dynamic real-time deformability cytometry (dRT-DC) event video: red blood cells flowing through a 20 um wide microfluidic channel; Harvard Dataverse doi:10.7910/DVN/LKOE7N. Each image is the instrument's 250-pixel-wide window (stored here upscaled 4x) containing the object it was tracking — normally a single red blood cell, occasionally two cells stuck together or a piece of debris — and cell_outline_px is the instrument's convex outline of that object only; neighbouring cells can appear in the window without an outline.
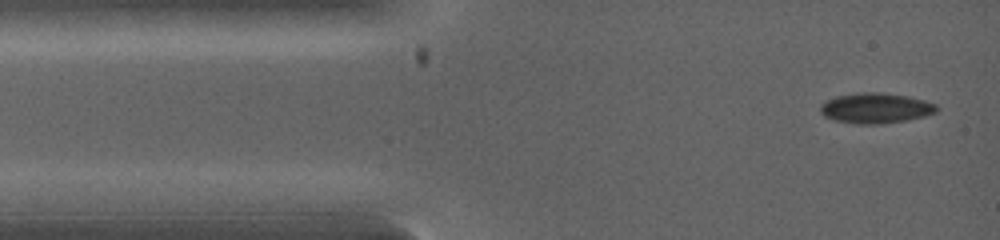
{"species": "common noctule bat (a hibernating species)", "species_latin": "Nyctalus noctula", "temperature_condition": "warm", "stored_images_in_passage": 18, "camera_frame_rate_fps": 5000, "um_per_image_px": 0.085, "animal": {"sex": "female", "body_mass_g": 19.0, "forearm_length_mm": 53.3}, "frame": {"image": 1, "passage_image": 1, "time_ms": 0.0, "image_size_px": [1000, 240], "cell_outline_px": [[936, 112], [924, 116], [908, 120], [876, 124], [860, 124], [832, 120], [824, 116], [820, 112], [820, 104], [836, 96], [856, 92], [880, 92], [908, 96], [924, 100], [936, 104]], "centroid_in_image_um": [74.4, 9.18], "position_along_channel_um": 10.6, "area_um2": 20.58}}
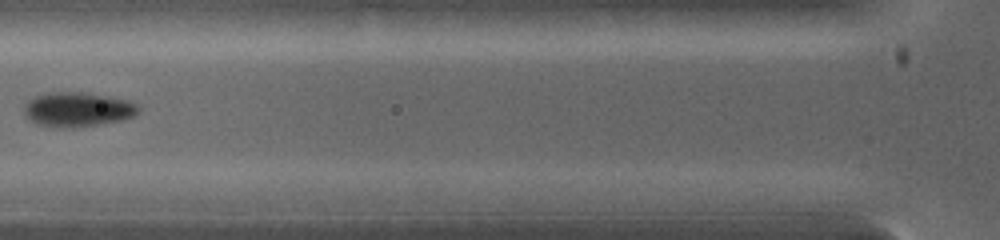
{"frame": {"image": 2, "passage_image": 11, "time_ms": 2.8, "image_size_px": [1000, 240], "cell_outline_px": [[140, 108], [132, 116], [120, 120], [96, 124], [64, 128], [36, 124], [28, 120], [24, 112], [24, 104], [28, 100], [36, 96], [52, 92], [80, 92], [108, 96], [128, 100], [136, 104]], "centroid_in_image_um": [6.54, 9.29], "position_along_channel_um": 119.3, "area_um2": 22.66}}
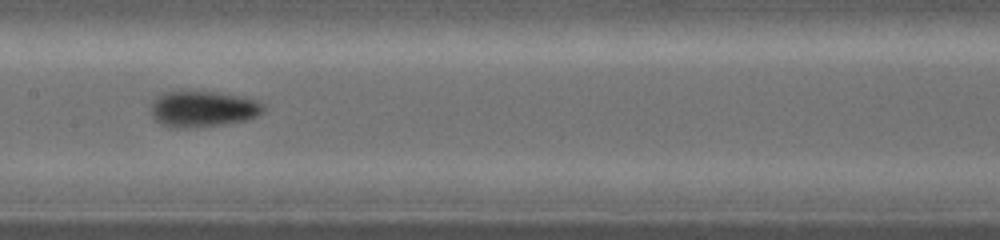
{"frame": {"image": 3, "passage_image": 16, "time_ms": 4.0, "image_size_px": [1000, 240], "cell_outline_px": [[264, 112], [248, 120], [224, 124], [184, 128], [168, 128], [160, 124], [152, 116], [148, 104], [152, 100], [164, 92], [220, 92], [256, 100], [264, 104]], "centroid_in_image_um": [17.2, 9.27], "position_along_channel_um": 190.2, "area_um2": 23.81}}